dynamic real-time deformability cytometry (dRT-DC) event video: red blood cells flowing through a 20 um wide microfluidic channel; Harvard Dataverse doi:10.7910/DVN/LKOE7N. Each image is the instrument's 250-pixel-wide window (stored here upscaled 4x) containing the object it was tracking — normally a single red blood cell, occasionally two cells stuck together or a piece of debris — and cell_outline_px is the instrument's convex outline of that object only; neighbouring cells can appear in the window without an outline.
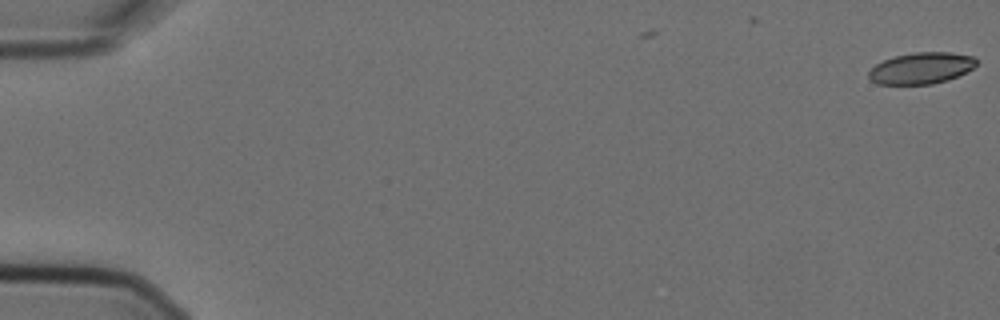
{"species": "Egyptian fruit bat (a non-hibernating species)", "species_latin": "Rousettus aegyptiacus", "temperature_condition": "cold", "stored_images_in_passage": 4, "camera_frame_rate_fps": 3000, "um_per_image_px": 0.085, "animal": {"sex": "female"}, "frame": {"image": 1, "passage_image": 1, "time_ms": 0.0, "image_size_px": [1000, 320], "cell_outline_px": [[976, 64], [972, 68], [948, 80], [932, 84], [876, 84], [868, 76], [868, 72], [876, 64], [884, 60], [896, 56], [912, 52], [952, 52], [972, 56], [976, 60]], "centroid_in_image_um": [78.29, 5.79], "position_along_channel_um": 6.7, "area_um2": 19.54}}